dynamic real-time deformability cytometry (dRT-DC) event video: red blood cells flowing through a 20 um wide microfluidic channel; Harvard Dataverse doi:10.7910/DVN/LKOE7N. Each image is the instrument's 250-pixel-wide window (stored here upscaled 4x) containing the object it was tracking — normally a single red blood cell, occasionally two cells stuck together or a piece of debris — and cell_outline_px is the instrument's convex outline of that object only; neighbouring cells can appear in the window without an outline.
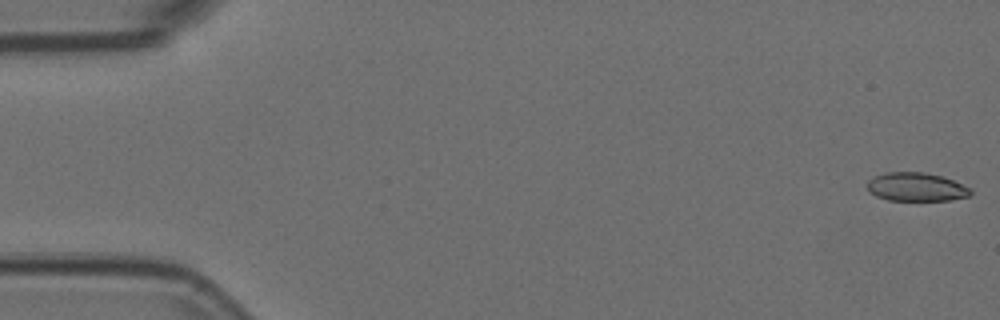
{"species": "Egyptian fruit bat (a non-hibernating species)", "species_latin": "Rousettus aegyptiacus", "temperature_condition": "room temperature", "stored_images_in_passage": 55, "camera_frame_rate_fps": 3000, "um_per_image_px": 0.085, "animal": {"sex": "female"}, "frame": {"image": 1, "passage_image": 1, "time_ms": 0.0, "image_size_px": [1000, 320], "cell_outline_px": [[972, 192], [968, 196], [948, 200], [888, 200], [876, 196], [868, 192], [868, 180], [872, 176], [884, 172], [924, 172], [944, 176], [972, 188]], "centroid_in_image_um": [77.87, 15.87], "position_along_channel_um": 7.1, "area_um2": 17.4}}
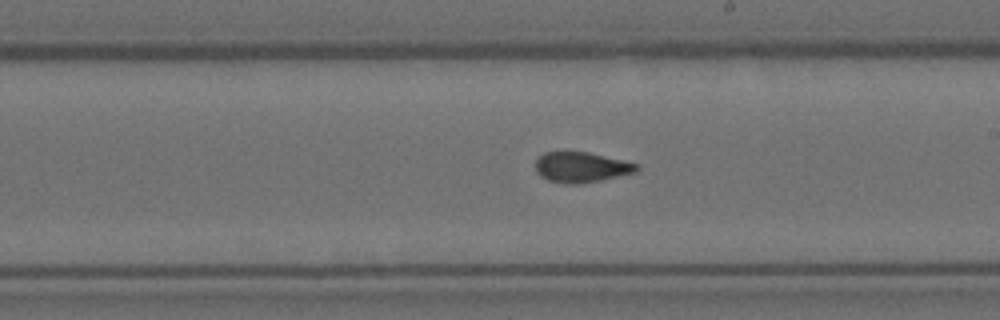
{"frame": {"image": 2, "passage_image": 31, "time_ms": 10.0, "image_size_px": [1000, 320], "cell_outline_px": [[640, 168], [636, 172], [600, 180], [576, 184], [564, 184], [548, 180], [540, 176], [536, 172], [536, 156], [544, 152], [588, 152], [636, 164]], "centroid_in_image_um": [49.34, 14.21], "position_along_channel_um": 239.7, "area_um2": 17.74}}
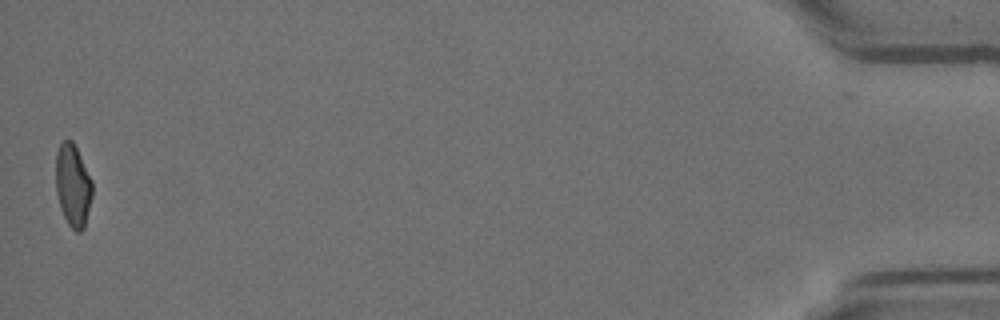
{"frame": {"image": 3, "passage_image": 54, "time_ms": 17.667, "image_size_px": [1000, 320], "cell_outline_px": [[92, 196], [84, 228], [80, 232], [76, 232], [68, 224], [60, 208], [56, 192], [56, 152], [60, 144], [64, 140], [72, 140], [92, 180]], "centroid_in_image_um": [6.19, 15.78], "position_along_channel_um": 429.0, "area_um2": 17.46}, "authors_computed_cell_mechanics": {"area_um2": 18.2648, "velocity_mm_per_s": 3.7389, "shape_relaxation_time_tau1_ms": null, "shape_relaxation_time_tau2_ms": 1.3156, "deformation_change_tau1": null, "deformation_change_tau2": 0.0563}}